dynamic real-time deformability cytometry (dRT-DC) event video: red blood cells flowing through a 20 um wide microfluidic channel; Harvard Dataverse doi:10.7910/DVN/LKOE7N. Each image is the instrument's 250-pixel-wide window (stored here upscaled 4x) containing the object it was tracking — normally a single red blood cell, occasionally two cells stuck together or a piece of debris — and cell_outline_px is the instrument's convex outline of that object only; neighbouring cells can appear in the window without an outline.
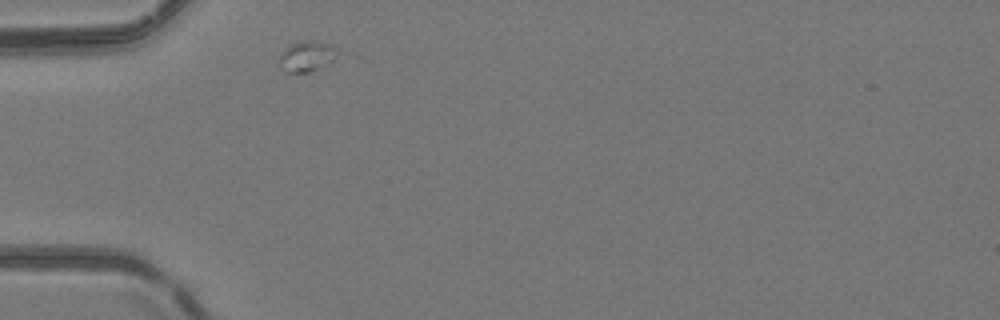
{"species": "common noctule bat (a hibernating species)", "species_latin": "Nyctalus noctula", "temperature_condition": "room temperature", "stored_images_in_passage": 29, "camera_frame_rate_fps": 3000, "um_per_image_px": 0.085, "animal": {"sex": "female", "body_mass_g": 24.6, "forearm_length_mm": 56.2}, "frame": {"image": 1, "passage_image": 1, "time_ms": 0.0, "image_size_px": [1000, 320], "cell_outline_px": [[340, 56], [308, 72], [284, 72], [280, 60], [280, 56], [292, 44], [300, 40], [312, 40], [332, 44], [340, 48]], "centroid_in_image_um": [26.18, 4.74], "position_along_channel_um": 58.8, "area_um2": 10.23}}
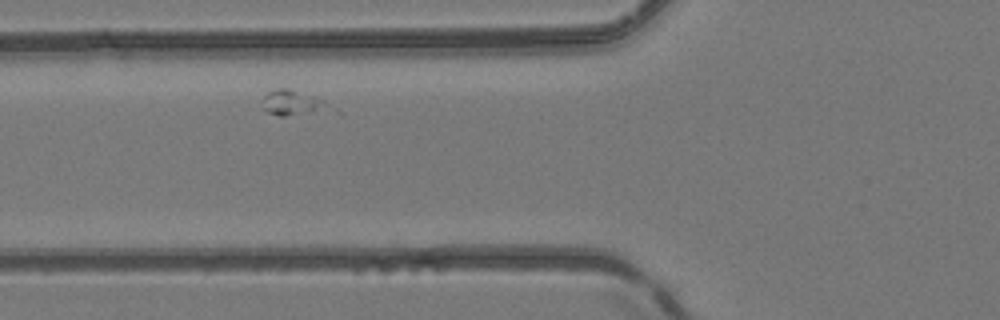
{"frame": {"image": 2, "passage_image": 5, "time_ms": 1.333, "image_size_px": [1000, 320], "cell_outline_px": [[340, 116], [280, 116], [268, 112], [260, 108], [264, 96], [268, 92], [276, 88], [288, 88], [324, 100], [340, 112]], "centroid_in_image_um": [25.16, 8.86], "position_along_channel_um": 100.6, "area_um2": 11.33}}